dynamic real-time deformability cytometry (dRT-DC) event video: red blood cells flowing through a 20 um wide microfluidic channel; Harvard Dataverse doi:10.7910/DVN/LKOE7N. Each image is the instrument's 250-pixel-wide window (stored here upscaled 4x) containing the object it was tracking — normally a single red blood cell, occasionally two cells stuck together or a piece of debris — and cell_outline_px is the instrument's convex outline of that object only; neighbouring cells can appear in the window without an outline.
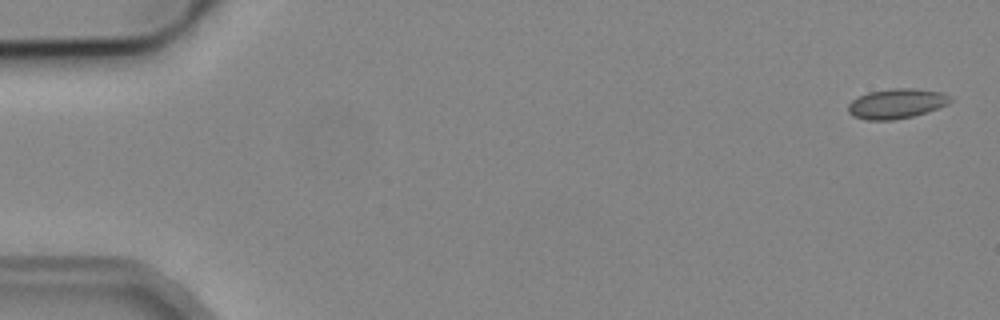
{"species": "common noctule bat (a hibernating species)", "species_latin": "Nyctalus noctula", "temperature_condition": "cold", "stored_images_in_passage": 5, "camera_frame_rate_fps": 3000, "um_per_image_px": 0.085, "animal": {"sex": "male", "body_mass_g": 19.2, "forearm_length_mm": 51.8}, "frame": {"image": 1, "passage_image": 1, "time_ms": 0.0, "image_size_px": [1000, 320], "cell_outline_px": [[952, 100], [948, 104], [912, 116], [892, 120], [868, 120], [852, 116], [848, 112], [848, 104], [856, 96], [868, 92], [892, 88], [916, 88], [944, 92], [952, 96]], "centroid_in_image_um": [76.19, 8.79], "position_along_channel_um": 8.8, "area_um2": 17.92}}
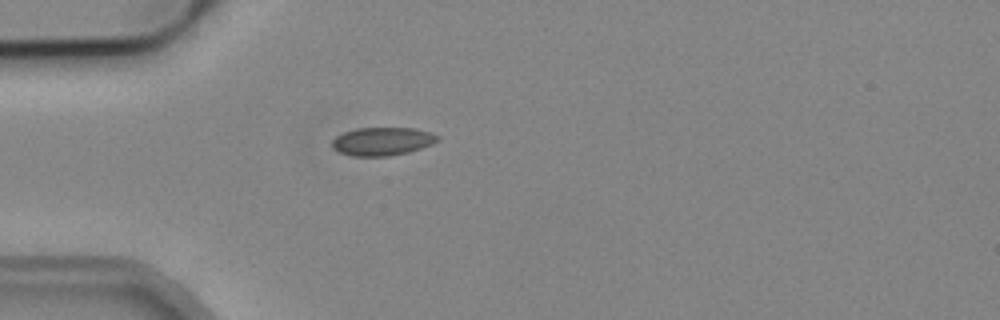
{"frame": {"image": 2, "passage_image": 5, "time_ms": 4.667, "image_size_px": [1000, 320], "cell_outline_px": [[440, 140], [432, 144], [408, 152], [388, 156], [352, 156], [340, 152], [332, 148], [332, 140], [336, 136], [344, 132], [356, 128], [416, 128], [440, 136]], "centroid_in_image_um": [32.49, 12.01], "position_along_channel_um": 52.5, "area_um2": 17.34}}